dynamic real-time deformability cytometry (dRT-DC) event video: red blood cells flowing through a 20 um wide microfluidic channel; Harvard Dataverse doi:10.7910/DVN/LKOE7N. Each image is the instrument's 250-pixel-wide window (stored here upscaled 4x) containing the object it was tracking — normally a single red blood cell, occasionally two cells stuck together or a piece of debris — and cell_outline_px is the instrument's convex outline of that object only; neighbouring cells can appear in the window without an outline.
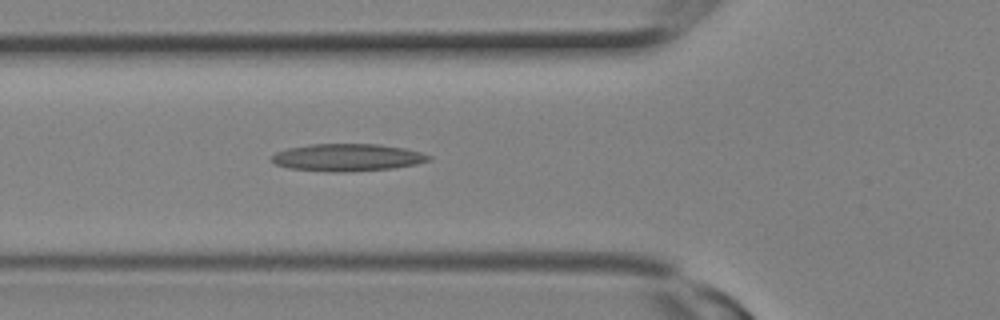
{"species": "Egyptian fruit bat (a non-hibernating species)", "species_latin": "Rousettus aegyptiacus", "temperature_condition": "room temperature", "stored_images_in_passage": 9, "camera_frame_rate_fps": 3000, "um_per_image_px": 0.085, "animal": {"sex": "female"}, "frame": {"image": 1, "passage_image": 9, "time_ms": 2.667, "image_size_px": [1000, 320], "cell_outline_px": [[432, 160], [416, 164], [392, 168], [344, 172], [332, 172], [288, 168], [276, 164], [268, 160], [276, 152], [288, 148], [312, 144], [380, 144], [404, 148], [420, 152], [432, 156]], "centroid_in_image_um": [29.52, 13.38], "position_along_channel_um": 96.3, "area_um2": 25.09}}